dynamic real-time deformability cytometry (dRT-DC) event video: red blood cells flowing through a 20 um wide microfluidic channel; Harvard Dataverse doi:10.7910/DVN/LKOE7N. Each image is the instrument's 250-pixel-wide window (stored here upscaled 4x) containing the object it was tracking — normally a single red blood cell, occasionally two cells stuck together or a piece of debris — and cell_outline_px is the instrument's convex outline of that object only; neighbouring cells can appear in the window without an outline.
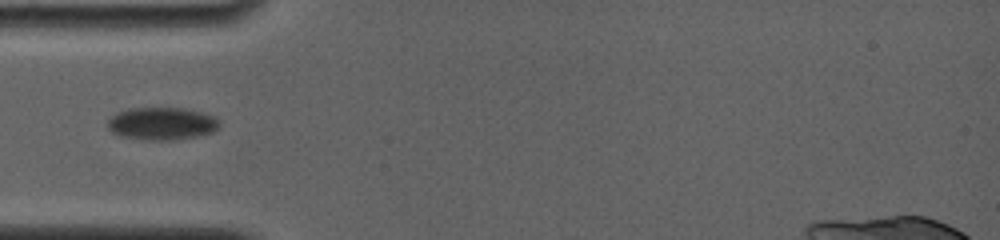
{"species": "common noctule bat (a hibernating species)", "species_latin": "Nyctalus noctula", "temperature_condition": "room temperature", "stored_images_in_passage": 57, "camera_frame_rate_fps": 4000, "um_per_image_px": 0.085, "animal": {"sex": "female", "body_mass_g": 19.0, "forearm_length_mm": 56.7}, "frame": {"image": 1, "passage_image": 1, "time_ms": 0.0, "image_size_px": [1000, 240], "cell_outline_px": [[220, 128], [212, 132], [196, 136], [176, 140], [148, 140], [120, 136], [112, 132], [108, 128], [108, 120], [116, 112], [128, 108], [184, 108], [216, 116], [220, 120]], "centroid_in_image_um": [13.78, 10.5], "position_along_channel_um": 71.2, "area_um2": 21.44}}
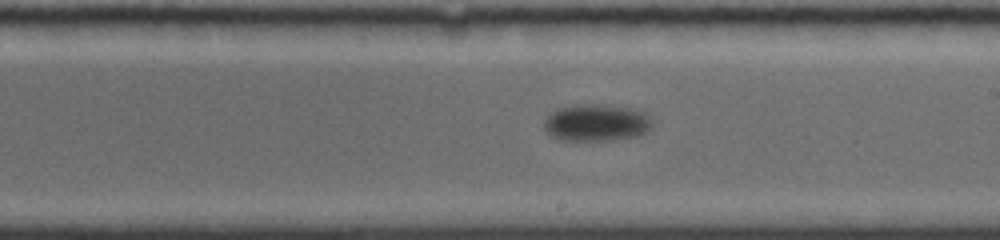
{"frame": {"image": 2, "passage_image": 24, "time_ms": 5.0, "image_size_px": [1000, 240], "cell_outline_px": [[652, 128], [636, 136], [616, 140], [556, 140], [544, 128], [544, 120], [552, 112], [560, 108], [576, 104], [600, 104], [628, 108], [644, 112], [652, 120]], "centroid_in_image_um": [50.68, 10.43], "position_along_channel_um": 238.3, "area_um2": 23.29}}
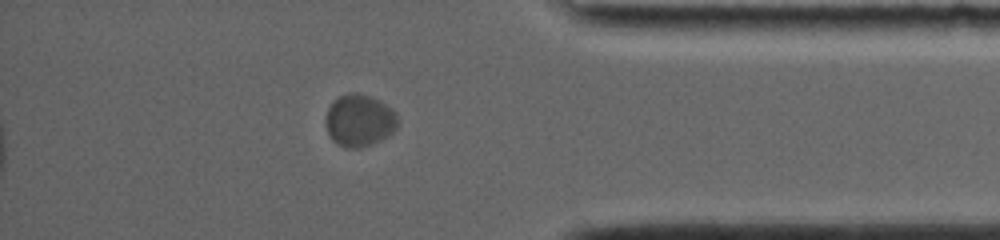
{"frame": {"image": 3, "passage_image": 48, "time_ms": 10.25, "image_size_px": [1000, 240], "cell_outline_px": [[396, 128], [392, 132], [368, 144], [356, 148], [344, 148], [332, 140], [328, 132], [328, 108], [340, 96], [348, 92], [356, 92], [372, 96], [392, 108], [396, 112]], "centroid_in_image_um": [30.55, 10.2], "position_along_channel_um": 404.6, "area_um2": 21.21}}